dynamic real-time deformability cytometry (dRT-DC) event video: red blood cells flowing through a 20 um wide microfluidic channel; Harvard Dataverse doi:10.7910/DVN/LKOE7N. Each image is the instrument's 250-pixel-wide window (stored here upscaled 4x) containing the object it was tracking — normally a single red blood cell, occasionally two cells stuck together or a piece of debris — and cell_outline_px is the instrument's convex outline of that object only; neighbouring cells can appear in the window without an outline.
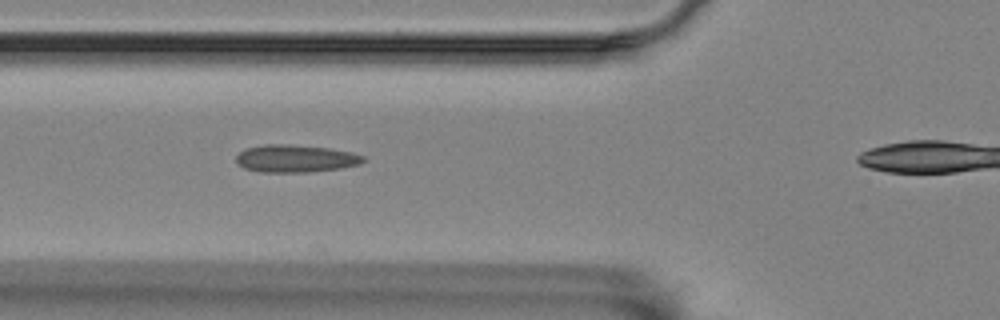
{"species": "Egyptian fruit bat (a non-hibernating species)", "species_latin": "Rousettus aegyptiacus", "temperature_condition": "room temperature", "stored_images_in_passage": 13, "camera_frame_rate_fps": 3000, "um_per_image_px": 0.085, "animal": {"sex": "female"}, "frame": {"image": 1, "passage_image": 3, "time_ms": 0.667, "image_size_px": [1000, 320], "cell_outline_px": [[368, 160], [360, 164], [340, 168], [308, 172], [260, 172], [244, 168], [236, 164], [236, 156], [244, 148], [264, 144], [288, 144], [328, 148], [352, 152], [364, 156]], "centroid_in_image_um": [25.11, 13.47], "position_along_channel_um": 100.7, "area_um2": 20.58}}
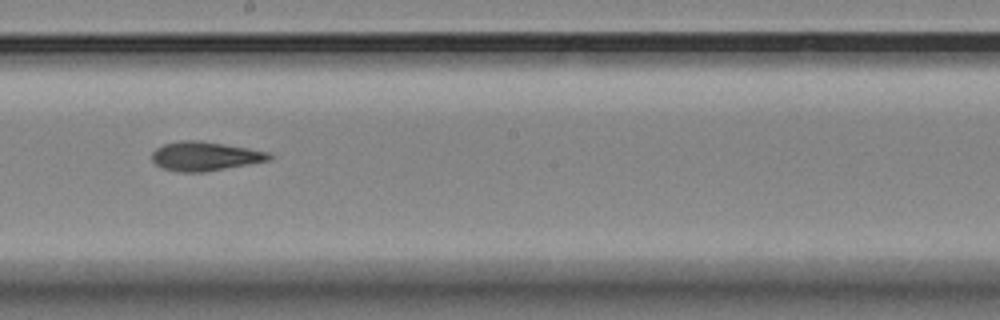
{"frame": {"image": 2, "passage_image": 8, "time_ms": 2.333, "image_size_px": [1000, 320], "cell_outline_px": [[276, 156], [272, 160], [204, 172], [180, 172], [164, 168], [156, 164], [152, 160], [152, 152], [156, 148], [164, 144], [180, 140], [200, 140], [248, 148], [268, 152]], "centroid_in_image_um": [17.46, 13.27], "position_along_channel_um": 230.7, "area_um2": 19.94}}
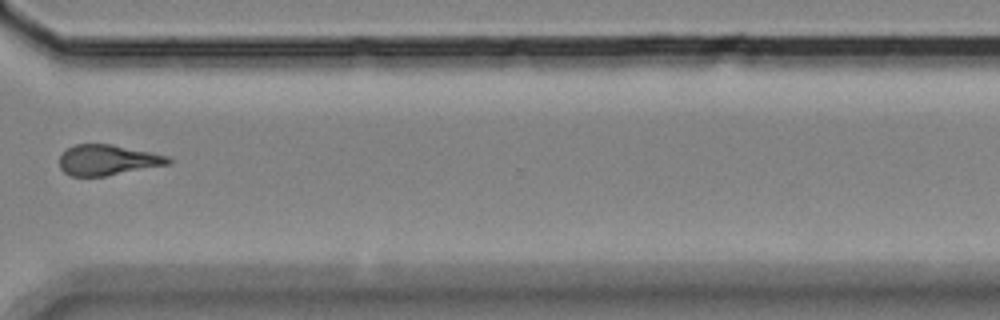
{"frame": {"image": 3, "passage_image": 11, "time_ms": 3.333, "image_size_px": [1000, 320], "cell_outline_px": [[172, 164], [104, 176], [72, 176], [64, 172], [60, 168], [60, 156], [68, 148], [76, 144], [112, 144], [168, 156], [172, 160]], "centroid_in_image_um": [9.17, 13.6], "position_along_channel_um": 361.4, "area_um2": 19.25}}